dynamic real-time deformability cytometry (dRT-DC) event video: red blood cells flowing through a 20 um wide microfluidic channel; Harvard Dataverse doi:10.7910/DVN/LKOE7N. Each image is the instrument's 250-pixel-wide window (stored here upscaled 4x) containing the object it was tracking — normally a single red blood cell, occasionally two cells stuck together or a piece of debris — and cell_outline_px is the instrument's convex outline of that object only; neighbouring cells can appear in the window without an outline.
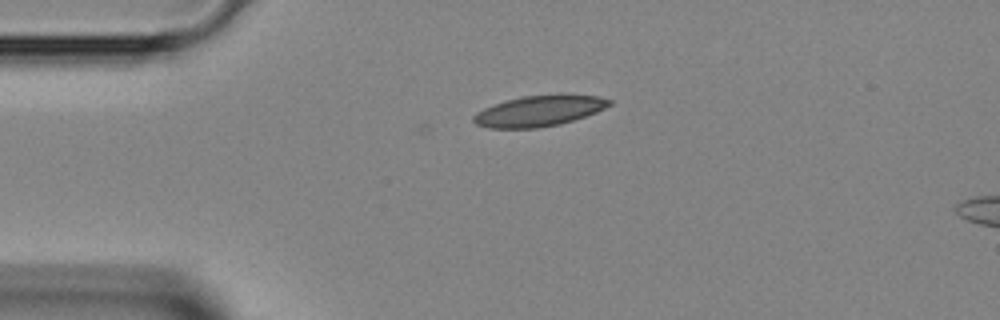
{"species": "Egyptian fruit bat (a non-hibernating species)", "species_latin": "Rousettus aegyptiacus", "temperature_condition": "room temperature", "stored_images_in_passage": 33, "camera_frame_rate_fps": 3000, "um_per_image_px": 0.085, "animal": {"sex": "female"}, "frame": {"image": 1, "passage_image": 1, "time_ms": 0.0, "image_size_px": [1000, 320], "cell_outline_px": [[612, 104], [596, 112], [560, 124], [536, 128], [488, 128], [476, 124], [472, 120], [472, 116], [476, 112], [484, 108], [520, 96], [560, 92], [596, 96], [612, 100]], "centroid_in_image_um": [45.84, 9.39], "position_along_channel_um": 39.2, "area_um2": 24.74}}
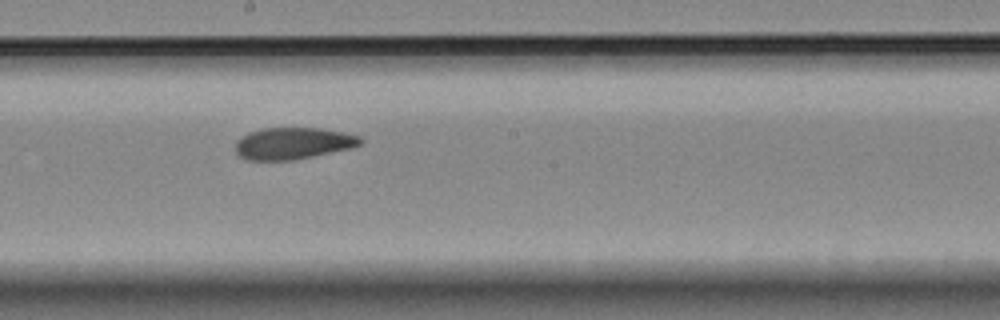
{"frame": {"image": 2, "passage_image": 15, "time_ms": 4.667, "image_size_px": [1000, 320], "cell_outline_px": [[364, 140], [360, 144], [352, 148], [292, 160], [248, 160], [240, 156], [236, 152], [236, 140], [248, 132], [264, 128], [320, 128], [344, 132], [360, 136]], "centroid_in_image_um": [24.92, 12.18], "position_along_channel_um": 223.3, "area_um2": 23.12}}
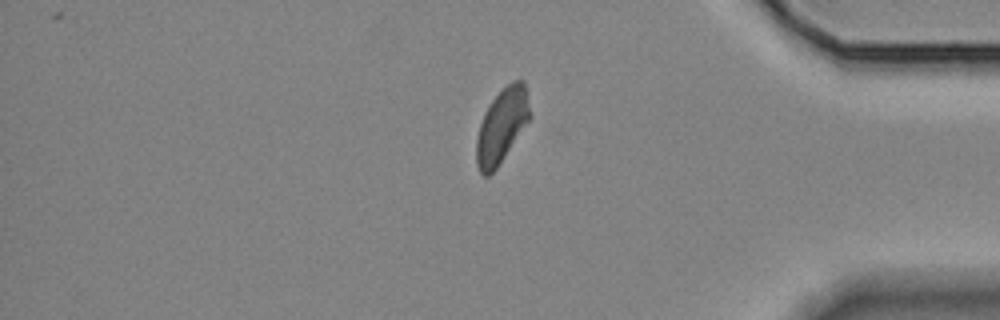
{"frame": {"image": 3, "passage_image": 28, "time_ms": 9.0, "image_size_px": [1000, 320], "cell_outline_px": [[532, 116], [496, 168], [488, 176], [484, 176], [480, 172], [476, 164], [476, 140], [480, 124], [484, 112], [492, 100], [512, 80], [524, 80]], "centroid_in_image_um": [42.66, 10.68], "position_along_channel_um": 392.5, "area_um2": 22.89}}